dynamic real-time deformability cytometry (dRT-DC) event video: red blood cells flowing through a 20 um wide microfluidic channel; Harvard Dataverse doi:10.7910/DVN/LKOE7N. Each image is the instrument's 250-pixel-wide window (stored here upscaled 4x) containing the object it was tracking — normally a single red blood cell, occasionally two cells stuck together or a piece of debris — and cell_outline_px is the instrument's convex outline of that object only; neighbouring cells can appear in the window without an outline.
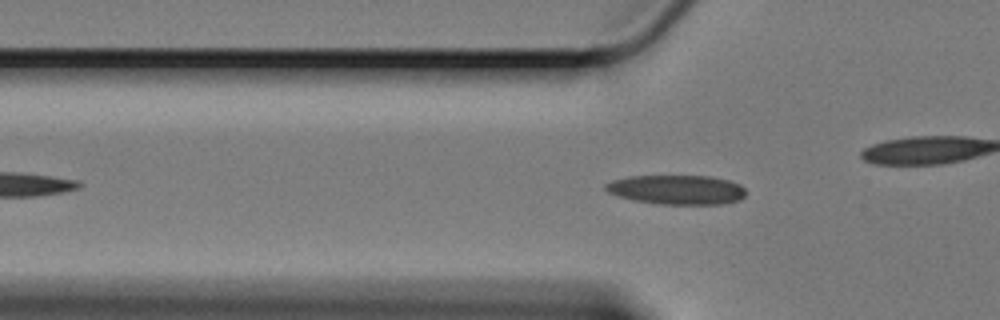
{"species": "Egyptian fruit bat (a non-hibernating species)", "species_latin": "Rousettus aegyptiacus", "temperature_condition": "cold", "stored_images_in_passage": 48, "camera_frame_rate_fps": 3000, "um_per_image_px": 0.085, "animal": {"sex": "female"}, "frame": {"image": 1, "passage_image": 12, "time_ms": 3.667, "image_size_px": [1000, 320], "cell_outline_px": [[744, 196], [740, 200], [720, 204], [656, 204], [636, 200], [620, 196], [608, 192], [604, 188], [604, 184], [612, 180], [628, 176], [712, 176], [728, 180], [740, 184], [744, 188]], "centroid_in_image_um": [57.52, 16.12], "position_along_channel_um": 68.3, "area_um2": 23.99}}
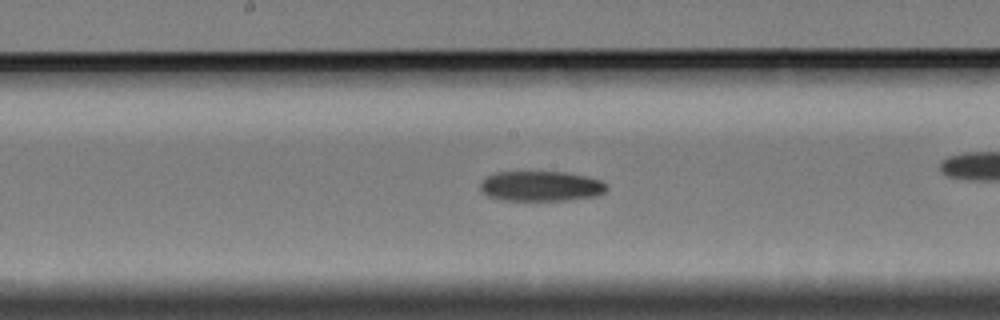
{"frame": {"image": 2, "passage_image": 24, "time_ms": 7.667, "image_size_px": [1000, 320], "cell_outline_px": [[608, 188], [604, 192], [596, 196], [568, 200], [504, 200], [488, 196], [480, 188], [480, 180], [484, 176], [496, 172], [564, 172], [584, 176], [600, 180], [608, 184]], "centroid_in_image_um": [45.96, 15.82], "position_along_channel_um": 202.2, "area_um2": 22.25}}
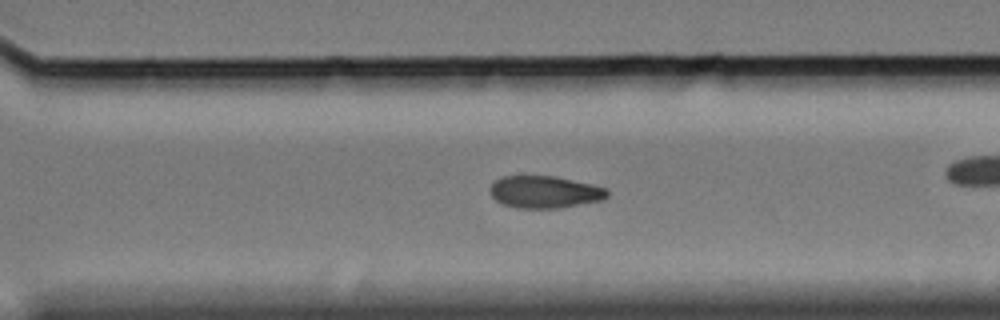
{"frame": {"image": 3, "passage_image": 35, "time_ms": 11.333, "image_size_px": [1000, 320], "cell_outline_px": [[608, 196], [604, 200], [560, 208], [516, 208], [504, 204], [496, 200], [488, 192], [488, 188], [496, 180], [504, 176], [556, 176], [592, 184], [608, 188]], "centroid_in_image_um": [46.32, 16.32], "position_along_channel_um": 324.3, "area_um2": 22.2}}